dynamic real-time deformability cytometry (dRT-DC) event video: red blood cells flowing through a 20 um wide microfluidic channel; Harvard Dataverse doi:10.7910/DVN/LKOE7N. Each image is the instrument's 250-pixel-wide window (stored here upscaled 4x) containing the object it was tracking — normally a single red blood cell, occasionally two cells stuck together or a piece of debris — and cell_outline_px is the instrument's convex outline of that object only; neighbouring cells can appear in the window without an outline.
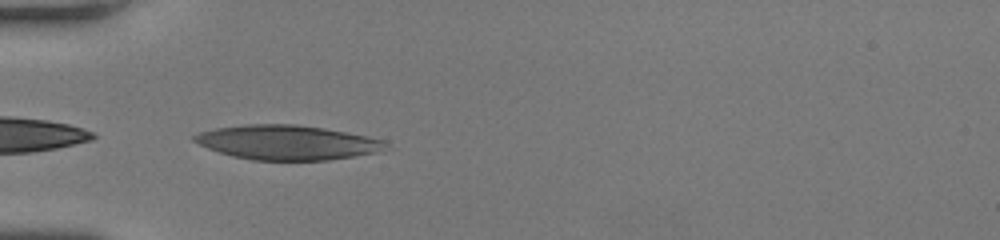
{"species": "human", "species_latin": "Homo sapiens", "temperature_condition": "room temperature", "stored_images_in_passage": 34, "camera_frame_rate_fps": 3000, "um_per_image_px": 0.085, "donor": {"sex": "female"}, "frame": {"image": 1, "passage_image": 1, "time_ms": 0.0, "image_size_px": [1000, 240], "cell_outline_px": [[388, 144], [376, 152], [328, 160], [252, 160], [232, 156], [208, 148], [192, 140], [192, 136], [200, 132], [216, 128], [244, 124], [296, 124], [324, 128], [368, 136], [384, 140]], "centroid_in_image_um": [24.37, 12.1], "position_along_channel_um": 60.6, "area_um2": 38.26}}
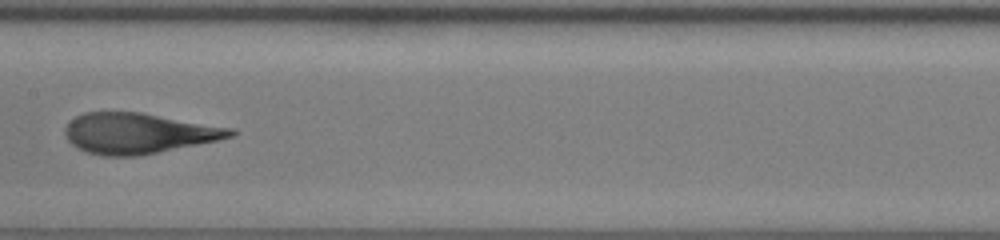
{"frame": {"image": 2, "passage_image": 11, "time_ms": 3.333, "image_size_px": [1000, 240], "cell_outline_px": [[236, 136], [136, 156], [100, 156], [76, 148], [68, 140], [64, 132], [64, 128], [76, 116], [84, 112], [140, 112], [236, 128]], "centroid_in_image_um": [11.76, 11.32], "position_along_channel_um": 195.6, "area_um2": 38.96}}
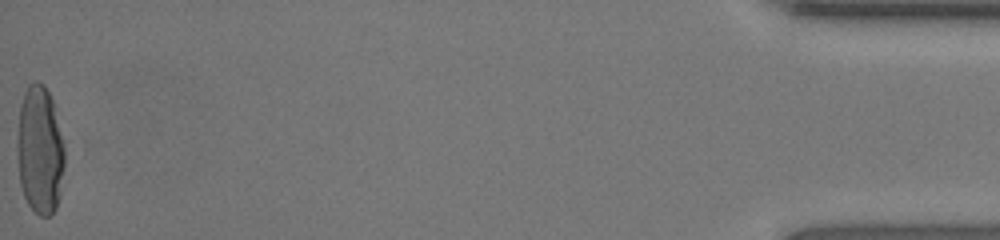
{"frame": {"image": 3, "passage_image": 34, "time_ms": 11.0, "image_size_px": [1000, 240], "cell_outline_px": [[64, 168], [60, 192], [56, 208], [48, 216], [40, 216], [28, 204], [24, 196], [20, 184], [16, 152], [16, 144], [20, 104], [24, 92], [28, 84], [36, 80], [44, 84], [52, 100], [64, 148]], "centroid_in_image_um": [3.36, 12.75], "position_along_channel_um": 431.8, "area_um2": 35.55}, "authors_computed_cell_mechanics": {"area_um2": 38.7549, "velocity_mm_per_s": 4.2962, "shape_relaxation_time_tau1_ms": 4.3089, "shape_relaxation_time_tau2_ms": 0.8648, "deformation_change_tau1": 0.2432, "deformation_change_tau2": 0.1009}}